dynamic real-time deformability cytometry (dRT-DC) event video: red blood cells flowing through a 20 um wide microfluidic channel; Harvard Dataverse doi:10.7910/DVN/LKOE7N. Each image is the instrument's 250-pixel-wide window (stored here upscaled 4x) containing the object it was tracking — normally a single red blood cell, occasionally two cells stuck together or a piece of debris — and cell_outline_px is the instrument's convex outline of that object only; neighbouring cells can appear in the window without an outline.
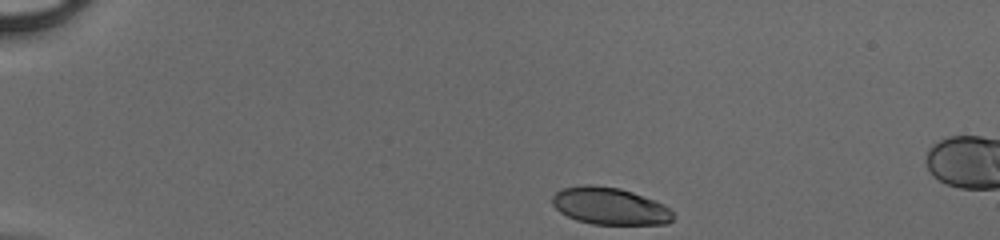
{"species": "human", "species_latin": "Homo sapiens", "temperature_condition": "cold", "stored_images_in_passage": 40, "camera_frame_rate_fps": 3000, "um_per_image_px": 0.085, "donor": {"sex": "male"}, "frame": {"image": 1, "passage_image": 1, "time_ms": 0.0, "image_size_px": [1000, 240], "cell_outline_px": [[676, 216], [668, 224], [592, 224], [576, 220], [560, 212], [552, 204], [552, 196], [560, 188], [580, 184], [592, 184], [620, 188], [632, 192], [664, 204]], "centroid_in_image_um": [51.81, 17.51], "position_along_channel_um": 33.2, "area_um2": 26.36}}
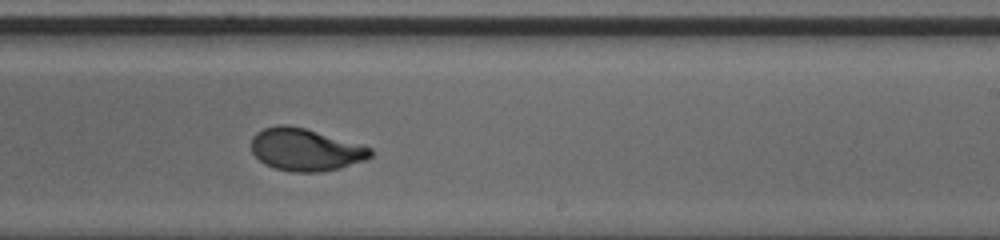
{"frame": {"image": 2, "passage_image": 23, "time_ms": 7.333, "image_size_px": [1000, 240], "cell_outline_px": [[372, 156], [364, 160], [340, 168], [320, 172], [292, 172], [276, 168], [264, 164], [252, 152], [252, 136], [256, 132], [264, 128], [276, 124], [284, 124], [304, 128], [364, 144], [372, 148]], "centroid_in_image_um": [25.98, 12.71], "position_along_channel_um": 263.0, "area_um2": 29.59}}
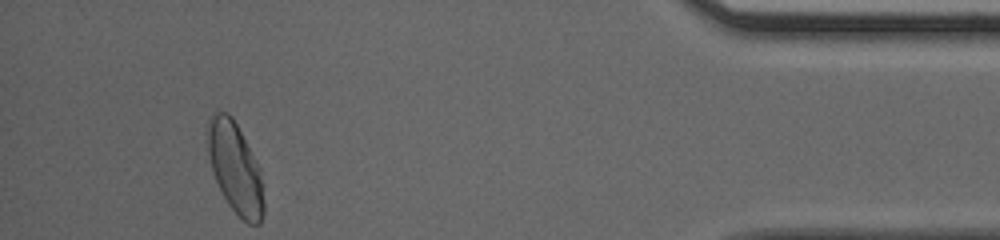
{"frame": {"image": 3, "passage_image": 37, "time_ms": 12.0, "image_size_px": [1000, 240], "cell_outline_px": [[264, 212], [260, 224], [248, 224], [228, 204], [216, 180], [212, 168], [208, 152], [208, 120], [212, 112], [228, 112], [232, 116], [260, 168], [264, 204]], "centroid_in_image_um": [20.0, 14.27], "position_along_channel_um": 415.2, "area_um2": 29.25}}